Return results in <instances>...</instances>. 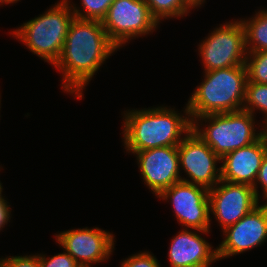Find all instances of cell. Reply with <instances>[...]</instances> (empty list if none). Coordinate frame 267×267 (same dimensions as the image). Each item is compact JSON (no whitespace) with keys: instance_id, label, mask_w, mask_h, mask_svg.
I'll return each mask as SVG.
<instances>
[{"instance_id":"484cf974","label":"cell","mask_w":267,"mask_h":267,"mask_svg":"<svg viewBox=\"0 0 267 267\" xmlns=\"http://www.w3.org/2000/svg\"><path fill=\"white\" fill-rule=\"evenodd\" d=\"M195 9H198L206 3V0H187Z\"/></svg>"},{"instance_id":"cb8c5ba5","label":"cell","mask_w":267,"mask_h":267,"mask_svg":"<svg viewBox=\"0 0 267 267\" xmlns=\"http://www.w3.org/2000/svg\"><path fill=\"white\" fill-rule=\"evenodd\" d=\"M256 196L259 200H262L260 202L265 201L267 203V153L262 161L261 167L258 171L257 178L255 180V184L253 186ZM259 188H261L259 190ZM261 191V192H260Z\"/></svg>"},{"instance_id":"4fadbf2b","label":"cell","mask_w":267,"mask_h":267,"mask_svg":"<svg viewBox=\"0 0 267 267\" xmlns=\"http://www.w3.org/2000/svg\"><path fill=\"white\" fill-rule=\"evenodd\" d=\"M132 154L136 157L140 178L156 198L181 181L177 146L152 148Z\"/></svg>"},{"instance_id":"7a4b0ae2","label":"cell","mask_w":267,"mask_h":267,"mask_svg":"<svg viewBox=\"0 0 267 267\" xmlns=\"http://www.w3.org/2000/svg\"><path fill=\"white\" fill-rule=\"evenodd\" d=\"M175 109L162 104L124 110L121 142L125 153L130 155L152 148L178 146L192 131V120L187 103L180 113Z\"/></svg>"},{"instance_id":"3957f363","label":"cell","mask_w":267,"mask_h":267,"mask_svg":"<svg viewBox=\"0 0 267 267\" xmlns=\"http://www.w3.org/2000/svg\"><path fill=\"white\" fill-rule=\"evenodd\" d=\"M202 73V82L198 83L187 101L192 121L209 114L242 110L247 83L245 65Z\"/></svg>"},{"instance_id":"e0dca14e","label":"cell","mask_w":267,"mask_h":267,"mask_svg":"<svg viewBox=\"0 0 267 267\" xmlns=\"http://www.w3.org/2000/svg\"><path fill=\"white\" fill-rule=\"evenodd\" d=\"M151 15L158 21L184 18L195 8L187 0H145Z\"/></svg>"},{"instance_id":"8fae6325","label":"cell","mask_w":267,"mask_h":267,"mask_svg":"<svg viewBox=\"0 0 267 267\" xmlns=\"http://www.w3.org/2000/svg\"><path fill=\"white\" fill-rule=\"evenodd\" d=\"M221 232L223 240L216 246L219 261L264 245L267 242V203L261 202Z\"/></svg>"},{"instance_id":"d4e9b609","label":"cell","mask_w":267,"mask_h":267,"mask_svg":"<svg viewBox=\"0 0 267 267\" xmlns=\"http://www.w3.org/2000/svg\"><path fill=\"white\" fill-rule=\"evenodd\" d=\"M6 196L0 200V232H3V229L8 226V222L10 223V220L12 217V208L10 206V203L7 201L8 199L5 198Z\"/></svg>"},{"instance_id":"44dd1931","label":"cell","mask_w":267,"mask_h":267,"mask_svg":"<svg viewBox=\"0 0 267 267\" xmlns=\"http://www.w3.org/2000/svg\"><path fill=\"white\" fill-rule=\"evenodd\" d=\"M120 267H161V265L151 251L144 250L123 258Z\"/></svg>"},{"instance_id":"9c48e42d","label":"cell","mask_w":267,"mask_h":267,"mask_svg":"<svg viewBox=\"0 0 267 267\" xmlns=\"http://www.w3.org/2000/svg\"><path fill=\"white\" fill-rule=\"evenodd\" d=\"M59 232L54 234L56 243L81 267H93L105 261L107 263L114 253L115 234L103 228L84 227Z\"/></svg>"},{"instance_id":"ffe728a7","label":"cell","mask_w":267,"mask_h":267,"mask_svg":"<svg viewBox=\"0 0 267 267\" xmlns=\"http://www.w3.org/2000/svg\"><path fill=\"white\" fill-rule=\"evenodd\" d=\"M247 82L267 84V51L247 52Z\"/></svg>"},{"instance_id":"52a82bcc","label":"cell","mask_w":267,"mask_h":267,"mask_svg":"<svg viewBox=\"0 0 267 267\" xmlns=\"http://www.w3.org/2000/svg\"><path fill=\"white\" fill-rule=\"evenodd\" d=\"M101 22L108 38L119 50L160 27L145 0H114Z\"/></svg>"},{"instance_id":"4316f807","label":"cell","mask_w":267,"mask_h":267,"mask_svg":"<svg viewBox=\"0 0 267 267\" xmlns=\"http://www.w3.org/2000/svg\"><path fill=\"white\" fill-rule=\"evenodd\" d=\"M3 169V167H2V164L0 165V171ZM3 183L1 182V180H0V200L4 197L3 195H5V194H3L2 192H3V185H2Z\"/></svg>"},{"instance_id":"83f0119b","label":"cell","mask_w":267,"mask_h":267,"mask_svg":"<svg viewBox=\"0 0 267 267\" xmlns=\"http://www.w3.org/2000/svg\"><path fill=\"white\" fill-rule=\"evenodd\" d=\"M6 1H7L8 4H10V5L12 4L13 5V4L18 3L20 0H6Z\"/></svg>"},{"instance_id":"5bb4252c","label":"cell","mask_w":267,"mask_h":267,"mask_svg":"<svg viewBox=\"0 0 267 267\" xmlns=\"http://www.w3.org/2000/svg\"><path fill=\"white\" fill-rule=\"evenodd\" d=\"M210 232L180 229L170 241L167 253L170 267H211L219 261L217 248L201 236Z\"/></svg>"},{"instance_id":"603a6c76","label":"cell","mask_w":267,"mask_h":267,"mask_svg":"<svg viewBox=\"0 0 267 267\" xmlns=\"http://www.w3.org/2000/svg\"><path fill=\"white\" fill-rule=\"evenodd\" d=\"M0 267H41L39 254H22L15 256H1Z\"/></svg>"},{"instance_id":"d6986e66","label":"cell","mask_w":267,"mask_h":267,"mask_svg":"<svg viewBox=\"0 0 267 267\" xmlns=\"http://www.w3.org/2000/svg\"><path fill=\"white\" fill-rule=\"evenodd\" d=\"M75 18L102 21L114 0H80V7L72 0H67ZM72 2V3H71Z\"/></svg>"},{"instance_id":"277c9868","label":"cell","mask_w":267,"mask_h":267,"mask_svg":"<svg viewBox=\"0 0 267 267\" xmlns=\"http://www.w3.org/2000/svg\"><path fill=\"white\" fill-rule=\"evenodd\" d=\"M75 18L67 0H58L39 16L23 22L9 34L47 64L54 65L61 54L68 28Z\"/></svg>"},{"instance_id":"5b68a950","label":"cell","mask_w":267,"mask_h":267,"mask_svg":"<svg viewBox=\"0 0 267 267\" xmlns=\"http://www.w3.org/2000/svg\"><path fill=\"white\" fill-rule=\"evenodd\" d=\"M255 118L245 110L209 114L196 117L192 121V130L222 158L254 143L265 133L264 126Z\"/></svg>"},{"instance_id":"30bf717a","label":"cell","mask_w":267,"mask_h":267,"mask_svg":"<svg viewBox=\"0 0 267 267\" xmlns=\"http://www.w3.org/2000/svg\"><path fill=\"white\" fill-rule=\"evenodd\" d=\"M177 149L181 181L200 185L208 190L218 184L221 180V158L193 130Z\"/></svg>"},{"instance_id":"7402d4cb","label":"cell","mask_w":267,"mask_h":267,"mask_svg":"<svg viewBox=\"0 0 267 267\" xmlns=\"http://www.w3.org/2000/svg\"><path fill=\"white\" fill-rule=\"evenodd\" d=\"M39 263L41 267H81L64 249L63 252L51 257L43 252L39 253Z\"/></svg>"},{"instance_id":"7c38bea8","label":"cell","mask_w":267,"mask_h":267,"mask_svg":"<svg viewBox=\"0 0 267 267\" xmlns=\"http://www.w3.org/2000/svg\"><path fill=\"white\" fill-rule=\"evenodd\" d=\"M210 214L221 228L235 224L254 209L259 202L253 186L220 180L209 189Z\"/></svg>"},{"instance_id":"f546056e","label":"cell","mask_w":267,"mask_h":267,"mask_svg":"<svg viewBox=\"0 0 267 267\" xmlns=\"http://www.w3.org/2000/svg\"><path fill=\"white\" fill-rule=\"evenodd\" d=\"M1 96H2V95H1V93H0V111H1V102H2V101H1ZM0 114H1V113H0ZM0 117H1V115H0Z\"/></svg>"},{"instance_id":"6da1fadb","label":"cell","mask_w":267,"mask_h":267,"mask_svg":"<svg viewBox=\"0 0 267 267\" xmlns=\"http://www.w3.org/2000/svg\"><path fill=\"white\" fill-rule=\"evenodd\" d=\"M119 49L110 41L102 22L74 18L54 69L62 74V92L84 98L89 82Z\"/></svg>"},{"instance_id":"9a60e30c","label":"cell","mask_w":267,"mask_h":267,"mask_svg":"<svg viewBox=\"0 0 267 267\" xmlns=\"http://www.w3.org/2000/svg\"><path fill=\"white\" fill-rule=\"evenodd\" d=\"M267 153V134L254 143L229 152L221 158V180L254 186Z\"/></svg>"},{"instance_id":"f1b7e54d","label":"cell","mask_w":267,"mask_h":267,"mask_svg":"<svg viewBox=\"0 0 267 267\" xmlns=\"http://www.w3.org/2000/svg\"><path fill=\"white\" fill-rule=\"evenodd\" d=\"M8 5L6 0H0V6Z\"/></svg>"},{"instance_id":"8992f818","label":"cell","mask_w":267,"mask_h":267,"mask_svg":"<svg viewBox=\"0 0 267 267\" xmlns=\"http://www.w3.org/2000/svg\"><path fill=\"white\" fill-rule=\"evenodd\" d=\"M204 38L197 45L203 72L245 65V30L238 18L217 25Z\"/></svg>"},{"instance_id":"ac0fdd59","label":"cell","mask_w":267,"mask_h":267,"mask_svg":"<svg viewBox=\"0 0 267 267\" xmlns=\"http://www.w3.org/2000/svg\"><path fill=\"white\" fill-rule=\"evenodd\" d=\"M242 110L256 114H262V122L264 128L267 126V84L247 82L245 99Z\"/></svg>"},{"instance_id":"ba28073f","label":"cell","mask_w":267,"mask_h":267,"mask_svg":"<svg viewBox=\"0 0 267 267\" xmlns=\"http://www.w3.org/2000/svg\"><path fill=\"white\" fill-rule=\"evenodd\" d=\"M209 190L200 185L179 181L157 198L170 202L177 223L183 229L211 231Z\"/></svg>"},{"instance_id":"2e32d148","label":"cell","mask_w":267,"mask_h":267,"mask_svg":"<svg viewBox=\"0 0 267 267\" xmlns=\"http://www.w3.org/2000/svg\"><path fill=\"white\" fill-rule=\"evenodd\" d=\"M239 20L245 30L246 51H267V8H260L253 16Z\"/></svg>"}]
</instances>
